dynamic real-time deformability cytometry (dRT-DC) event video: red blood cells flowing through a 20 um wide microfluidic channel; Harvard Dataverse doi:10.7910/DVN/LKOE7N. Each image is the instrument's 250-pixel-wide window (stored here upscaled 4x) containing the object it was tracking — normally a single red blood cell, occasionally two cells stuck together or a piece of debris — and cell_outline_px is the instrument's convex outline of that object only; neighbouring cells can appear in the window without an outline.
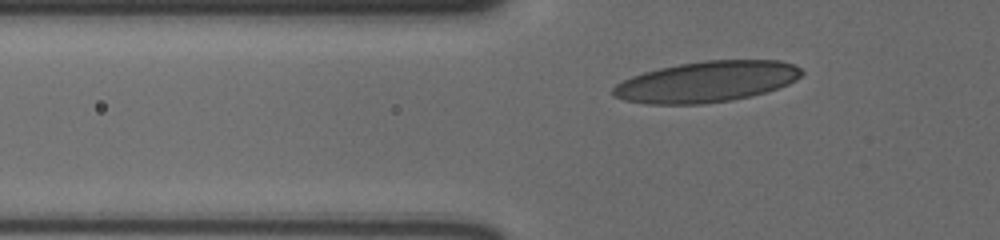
{"species": "human", "species_latin": "Homo sapiens", "temperature_condition": "cold", "stored_images_in_passage": 40, "camera_frame_rate_fps": 3000, "um_per_image_px": 0.085, "donor": {"sex": "male"}, "frame": {"image": 1, "passage_image": 9, "time_ms": 2.667, "image_size_px": [1000, 240], "cell_outline_px": [[800, 76], [776, 88], [764, 92], [748, 96], [728, 100], [696, 104], [656, 104], [628, 100], [616, 96], [612, 92], [612, 88], [616, 84], [624, 80], [648, 72], [680, 64], [708, 60], [776, 60], [792, 64], [800, 68]], "centroid_in_image_um": [60.06, 6.94], "position_along_channel_um": 65.7, "area_um2": 43.41}}
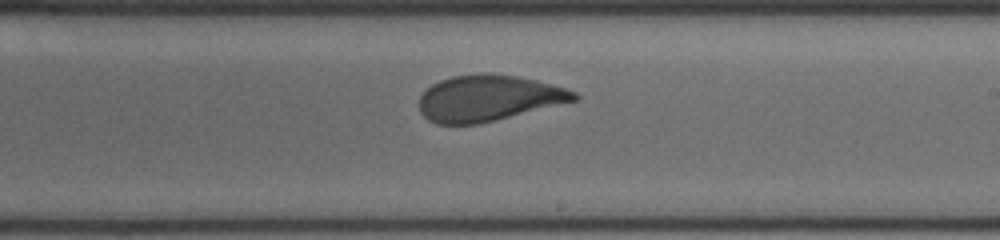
{"frame": {"image": 2, "passage_image": 25, "time_ms": 8.0, "image_size_px": [1000, 240], "cell_outline_px": [[580, 96], [576, 100], [492, 120], [472, 124], [440, 124], [424, 116], [420, 108], [420, 96], [432, 84], [456, 76], [512, 76], [532, 80], [564, 88], [576, 92]], "centroid_in_image_um": [41.5, 8.37], "position_along_channel_um": 247.5, "area_um2": 39.36}}
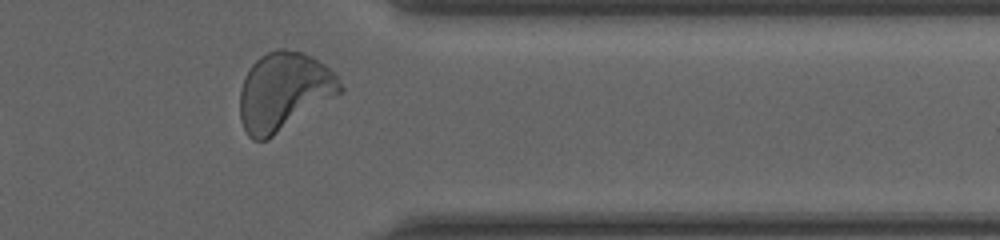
{"frame": {"image": 3, "passage_image": 37, "time_ms": 12.0, "image_size_px": [1000, 240], "cell_outline_px": [[344, 88], [340, 92], [272, 136], [264, 140], [252, 140], [248, 136], [244, 128], [240, 116], [240, 92], [244, 80], [252, 64], [260, 56], [268, 52], [300, 52], [316, 60], [328, 68], [336, 76]], "centroid_in_image_um": [24.08, 7.81], "position_along_channel_um": 387.3, "area_um2": 43.87}, "authors_computed_cell_mechanics": {"area_um2": 40.3733, "velocity_mm_per_s": 3.5826, "shape_relaxation_time_tau1_ms": 4.0262, "shape_relaxation_time_tau2_ms": 0.7888, "deformation_change_tau1": 0.1609, "deformation_change_tau2": 0.0683}}